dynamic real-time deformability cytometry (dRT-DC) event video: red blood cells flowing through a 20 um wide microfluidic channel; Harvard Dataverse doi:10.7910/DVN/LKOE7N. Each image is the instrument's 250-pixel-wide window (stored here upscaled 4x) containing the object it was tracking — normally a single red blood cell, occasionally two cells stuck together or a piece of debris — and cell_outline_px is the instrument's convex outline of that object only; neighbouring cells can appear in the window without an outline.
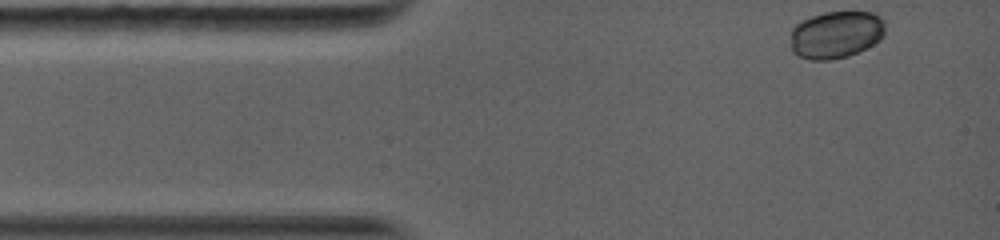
{"species": "common noctule bat (a hibernating species)", "species_latin": "Nyctalus noctula", "temperature_condition": "warm", "stored_images_in_passage": 6, "camera_frame_rate_fps": 5000, "um_per_image_px": 0.085, "animal": {"sex": "female", "body_mass_g": 19.0, "forearm_length_mm": 56.7}, "frame": {"image": 1, "passage_image": 1, "time_ms": 0.0, "image_size_px": [1000, 240], "cell_outline_px": [[884, 36], [880, 40], [848, 56], [828, 60], [812, 60], [800, 56], [792, 52], [792, 28], [800, 20], [824, 12], [872, 12], [880, 16], [884, 24]], "centroid_in_image_um": [71.05, 2.93], "position_along_channel_um": 13.9, "area_um2": 25.95}}
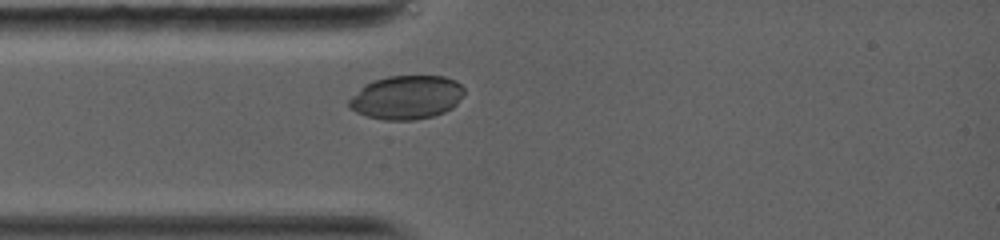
{"frame": {"image": 2, "passage_image": 4, "time_ms": 2.2, "image_size_px": [1000, 240], "cell_outline_px": [[464, 92], [456, 104], [452, 108], [444, 112], [432, 116], [412, 120], [384, 120], [368, 116], [356, 112], [348, 104], [348, 100], [364, 84], [372, 80], [388, 76], [444, 76], [456, 80], [464, 88]], "centroid_in_image_um": [34.55, 8.26], "position_along_channel_um": 50.4, "area_um2": 29.3}}
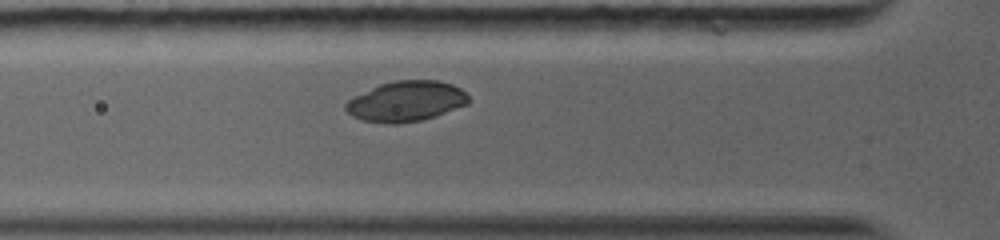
{"frame": {"image": 3, "passage_image": 6, "time_ms": 3.2, "image_size_px": [1000, 240], "cell_outline_px": [[468, 104], [436, 116], [420, 120], [396, 124], [388, 124], [364, 120], [352, 116], [344, 108], [344, 104], [348, 100], [380, 84], [396, 80], [440, 80], [452, 84], [460, 88], [468, 96]], "centroid_in_image_um": [34.53, 8.61], "position_along_channel_um": 91.3, "area_um2": 28.73}}